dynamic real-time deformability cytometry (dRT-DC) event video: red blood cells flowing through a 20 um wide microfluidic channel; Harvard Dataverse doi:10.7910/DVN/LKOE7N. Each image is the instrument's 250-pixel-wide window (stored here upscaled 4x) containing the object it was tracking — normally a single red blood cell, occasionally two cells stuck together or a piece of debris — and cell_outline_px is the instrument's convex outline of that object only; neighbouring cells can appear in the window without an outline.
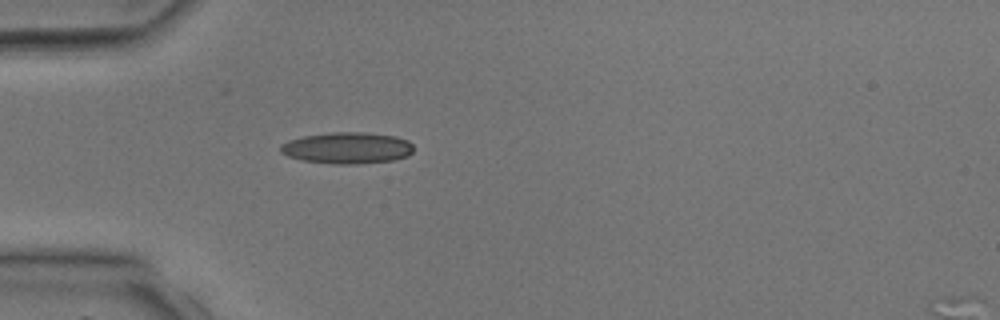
{"species": "common noctule bat (a hibernating species)", "species_latin": "Nyctalus noctula", "temperature_condition": "room temperature", "stored_images_in_passage": 28, "camera_frame_rate_fps": 3000, "um_per_image_px": 0.085, "animal": {"sex": "male", "body_mass_g": 17.9, "forearm_length_mm": 54.2}, "frame": {"image": 1, "passage_image": 1, "time_ms": 0.0, "image_size_px": [1000, 320], "cell_outline_px": [[412, 152], [408, 156], [396, 160], [356, 164], [332, 164], [300, 160], [288, 156], [280, 152], [280, 144], [288, 140], [304, 136], [332, 132], [368, 132], [396, 136], [408, 140], [412, 144]], "centroid_in_image_um": [29.52, 12.58], "position_along_channel_um": 55.5, "area_um2": 24.68}}
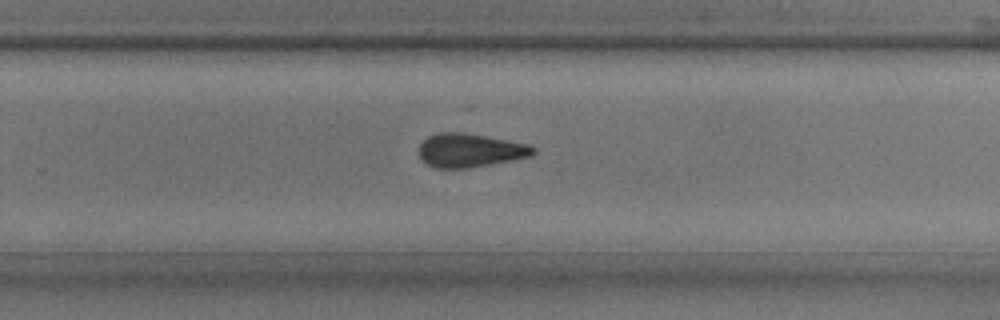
{"frame": {"image": 2, "passage_image": 15, "time_ms": 4.667, "image_size_px": [1000, 320], "cell_outline_px": [[536, 152], [532, 156], [492, 164], [468, 168], [436, 168], [420, 160], [420, 144], [428, 136], [440, 132], [460, 132], [484, 136], [528, 144], [536, 148]], "centroid_in_image_um": [39.95, 12.79], "position_along_channel_um": 289.8, "area_um2": 22.31}}
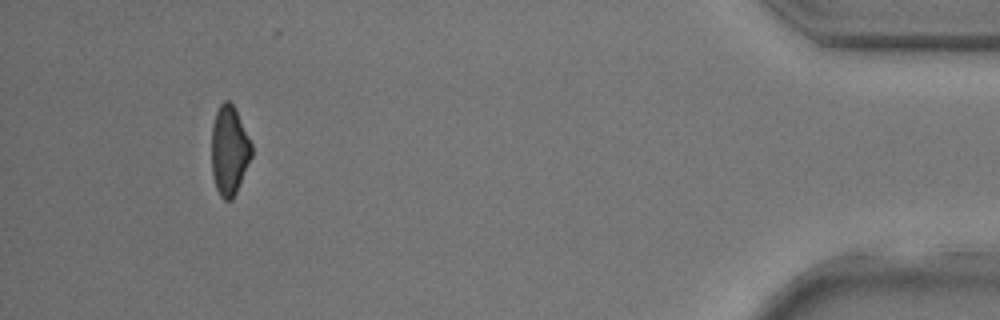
{"frame": {"image": 3, "passage_image": 26, "time_ms": 8.333, "image_size_px": [1000, 320], "cell_outline_px": [[252, 156], [236, 192], [232, 200], [224, 200], [220, 196], [216, 188], [212, 172], [212, 124], [216, 112], [220, 104], [224, 100], [228, 100], [232, 104], [252, 144]], "centroid_in_image_um": [19.48, 12.8], "position_along_channel_um": 415.7, "area_um2": 20.58}}